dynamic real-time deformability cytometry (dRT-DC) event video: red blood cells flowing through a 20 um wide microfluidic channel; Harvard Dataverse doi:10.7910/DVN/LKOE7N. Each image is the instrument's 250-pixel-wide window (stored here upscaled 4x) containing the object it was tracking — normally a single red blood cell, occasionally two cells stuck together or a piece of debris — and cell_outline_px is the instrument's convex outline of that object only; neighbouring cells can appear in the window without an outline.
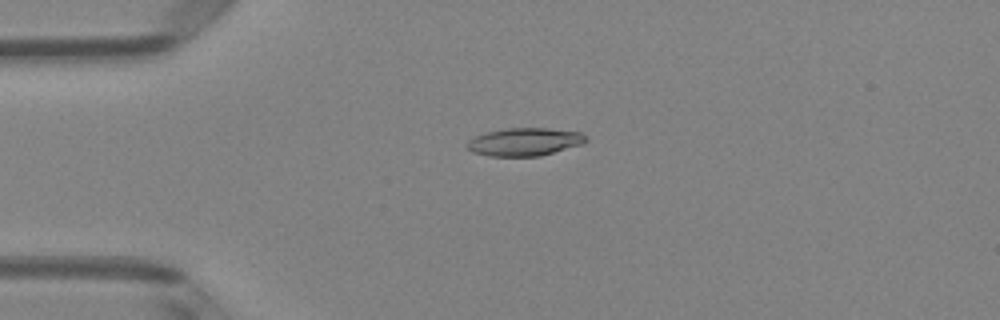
{"species": "Egyptian fruit bat (a non-hibernating species)", "species_latin": "Rousettus aegyptiacus", "temperature_condition": "room temperature", "stored_images_in_passage": 5, "camera_frame_rate_fps": 3000, "um_per_image_px": 0.085, "animal": {"sex": "female"}, "frame": {"image": 1, "passage_image": 4, "time_ms": 1.0, "image_size_px": [1000, 320], "cell_outline_px": [[588, 140], [584, 144], [540, 156], [488, 156], [472, 152], [464, 144], [468, 140], [476, 136], [488, 132], [508, 128], [548, 128], [580, 132]], "centroid_in_image_um": [44.59, 12.06], "position_along_channel_um": 40.4, "area_um2": 19.36}}